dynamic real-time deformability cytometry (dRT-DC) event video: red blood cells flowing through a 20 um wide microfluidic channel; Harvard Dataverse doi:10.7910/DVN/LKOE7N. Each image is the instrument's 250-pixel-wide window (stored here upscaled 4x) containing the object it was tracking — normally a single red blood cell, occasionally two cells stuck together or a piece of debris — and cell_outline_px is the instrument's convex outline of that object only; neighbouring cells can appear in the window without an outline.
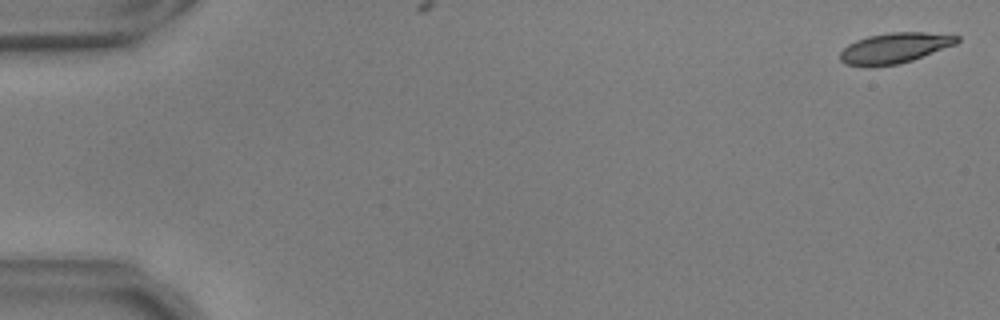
{"species": "common noctule bat (a hibernating species)", "species_latin": "Nyctalus noctula", "temperature_condition": "warm", "stored_images_in_passage": 5, "camera_frame_rate_fps": 3000, "um_per_image_px": 0.085, "animal": {"sex": "male", "body_mass_g": 17.9, "forearm_length_mm": 54.2}, "frame": {"image": 1, "passage_image": 2, "time_ms": 0.333, "image_size_px": [1000, 320], "cell_outline_px": [[960, 40], [956, 44], [912, 60], [896, 64], [868, 68], [844, 64], [840, 60], [840, 52], [848, 44], [856, 40], [868, 36], [892, 32], [924, 32], [960, 36]], "centroid_in_image_um": [76.0, 4.1], "position_along_channel_um": 9.0, "area_um2": 20.87}}